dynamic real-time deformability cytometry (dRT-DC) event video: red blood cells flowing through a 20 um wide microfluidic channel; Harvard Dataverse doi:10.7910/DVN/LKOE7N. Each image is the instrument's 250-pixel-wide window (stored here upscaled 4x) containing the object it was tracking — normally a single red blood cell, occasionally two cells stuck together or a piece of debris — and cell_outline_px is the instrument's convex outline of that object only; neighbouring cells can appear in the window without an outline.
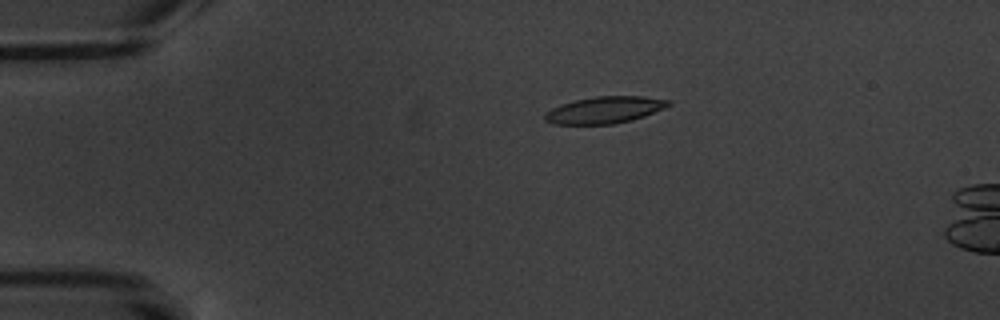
{"species": "common noctule bat (a hibernating species)", "species_latin": "Nyctalus noctula", "temperature_condition": "warm", "stored_images_in_passage": 5, "camera_frame_rate_fps": 3000, "um_per_image_px": 0.085, "animal": {"sex": "male", "body_mass_g": 20.1, "forearm_length_mm": 53.5}, "frame": {"image": 1, "passage_image": 3, "time_ms": 2.333, "image_size_px": [1000, 320], "cell_outline_px": [[672, 104], [664, 108], [644, 116], [632, 120], [612, 124], [552, 124], [544, 120], [544, 112], [560, 104], [576, 100], [596, 96], [644, 96], [672, 100]], "centroid_in_image_um": [51.39, 9.34], "position_along_channel_um": 33.6, "area_um2": 19.42}}